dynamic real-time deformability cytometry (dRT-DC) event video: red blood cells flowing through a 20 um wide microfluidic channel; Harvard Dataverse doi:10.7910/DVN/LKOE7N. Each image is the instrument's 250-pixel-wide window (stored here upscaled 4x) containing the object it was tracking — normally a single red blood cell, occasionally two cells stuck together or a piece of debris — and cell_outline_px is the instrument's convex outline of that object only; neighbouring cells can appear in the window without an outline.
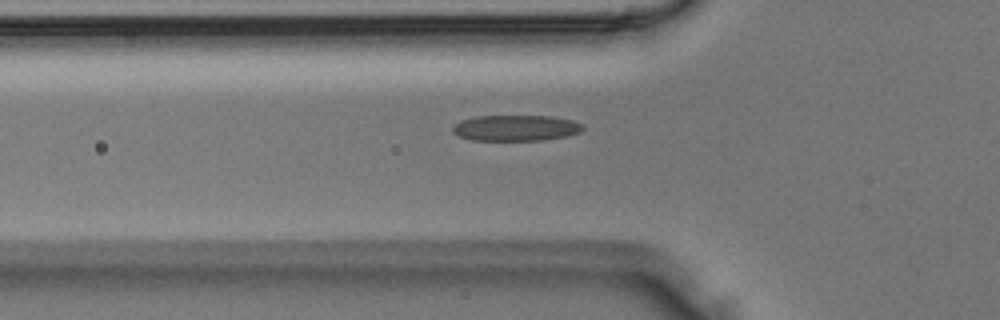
{"species": "Egyptian fruit bat (a non-hibernating species)", "species_latin": "Rousettus aegyptiacus", "temperature_condition": "room temperature", "stored_images_in_passage": 32, "camera_frame_rate_fps": 3000, "um_per_image_px": 0.085, "animal": {"sex": "male"}, "frame": {"image": 1, "passage_image": 5, "time_ms": 1.333, "image_size_px": [1000, 320], "cell_outline_px": [[584, 128], [580, 132], [568, 136], [544, 140], [472, 140], [460, 136], [452, 132], [452, 128], [460, 120], [476, 116], [552, 116], [572, 120], [584, 124]], "centroid_in_image_um": [43.88, 10.87], "position_along_channel_um": 81.9, "area_um2": 19.71}}
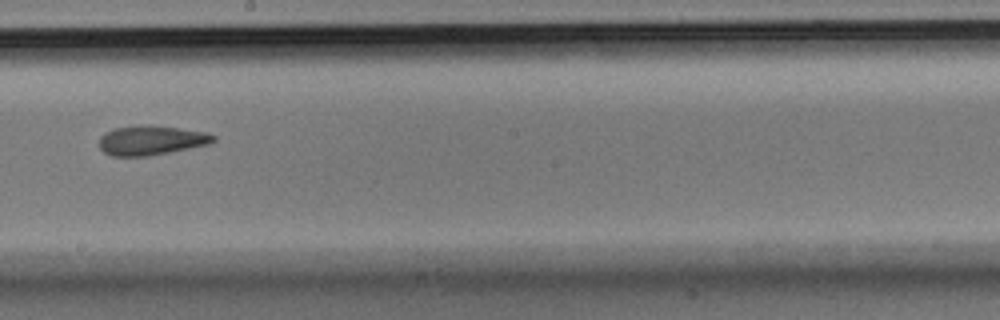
{"frame": {"image": 2, "passage_image": 16, "time_ms": 5.0, "image_size_px": [1000, 320], "cell_outline_px": [[216, 140], [208, 144], [148, 156], [112, 156], [104, 152], [100, 148], [100, 136], [104, 132], [116, 128], [140, 124], [152, 124], [208, 132], [216, 136]], "centroid_in_image_um": [12.85, 11.9], "position_along_channel_um": 235.4, "area_um2": 19.77}}
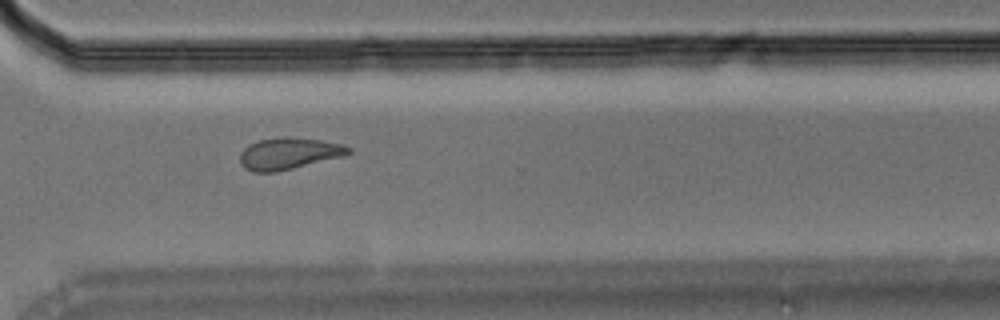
{"frame": {"image": 3, "passage_image": 24, "time_ms": 7.667, "image_size_px": [1000, 320], "cell_outline_px": [[352, 152], [344, 156], [276, 172], [252, 172], [244, 168], [240, 164], [240, 152], [248, 144], [260, 140], [284, 136], [320, 140], [340, 144], [352, 148]], "centroid_in_image_um": [24.52, 13.05], "position_along_channel_um": 346.1, "area_um2": 20.06}}